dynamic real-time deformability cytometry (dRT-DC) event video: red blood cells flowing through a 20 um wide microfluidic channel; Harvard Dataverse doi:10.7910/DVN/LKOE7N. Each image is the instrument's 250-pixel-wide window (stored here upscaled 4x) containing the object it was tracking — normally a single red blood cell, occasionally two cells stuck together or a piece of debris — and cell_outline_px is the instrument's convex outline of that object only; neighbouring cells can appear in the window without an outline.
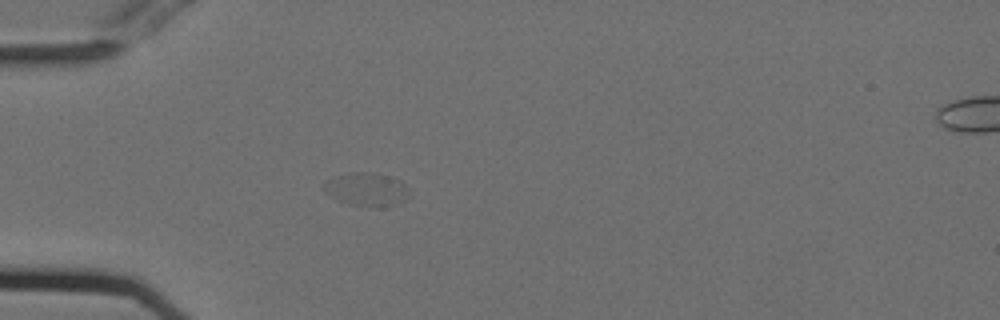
{"species": "Egyptian fruit bat (a non-hibernating species)", "species_latin": "Rousettus aegyptiacus", "temperature_condition": "cold", "stored_images_in_passage": 32, "camera_frame_rate_fps": 3000, "um_per_image_px": 0.085, "animal": {"sex": "female"}, "frame": {"image": 1, "passage_image": 1, "time_ms": 0.0, "image_size_px": [1000, 320], "cell_outline_px": [[408, 192], [404, 200], [392, 204], [376, 208], [348, 204], [324, 192], [324, 184], [328, 180], [336, 176], [352, 172], [372, 172], [396, 180], [404, 184], [408, 188]], "centroid_in_image_um": [31.12, 16.1], "position_along_channel_um": 53.9, "area_um2": 16.07}}
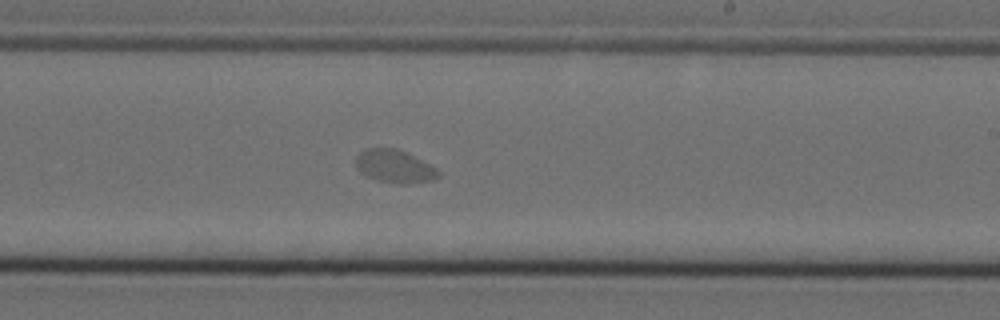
{"frame": {"image": 2, "passage_image": 18, "time_ms": 5.667, "image_size_px": [1000, 320], "cell_outline_px": [[440, 176], [432, 180], [404, 184], [400, 184], [376, 180], [360, 172], [356, 164], [356, 156], [360, 152], [368, 148], [396, 148], [408, 152], [436, 168], [440, 172]], "centroid_in_image_um": [33.55, 14.13], "position_along_channel_um": 255.5, "area_um2": 15.84}}
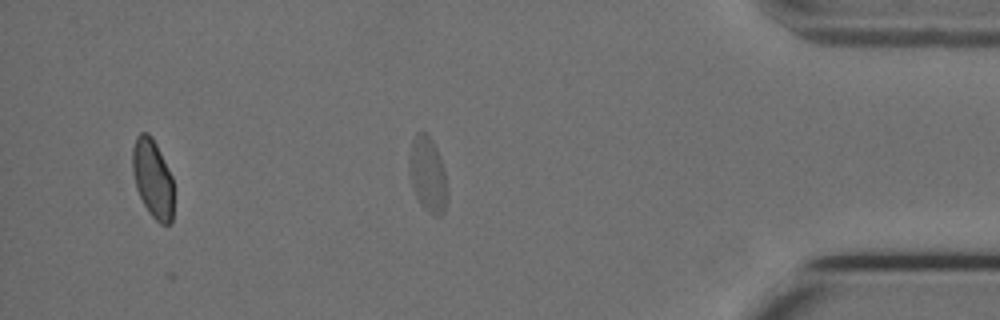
{"frame": {"image": 3, "passage_image": 32, "time_ms": 10.333, "image_size_px": [1000, 320], "cell_outline_px": [[444, 212], [440, 216], [436, 216], [428, 212], [420, 204], [416, 196], [412, 184], [408, 168], [408, 164], [412, 140], [416, 132], [424, 132], [432, 140], [440, 156], [444, 172]], "centroid_in_image_um": [36.3, 14.79], "position_along_channel_um": 398.9, "area_um2": 16.07}}